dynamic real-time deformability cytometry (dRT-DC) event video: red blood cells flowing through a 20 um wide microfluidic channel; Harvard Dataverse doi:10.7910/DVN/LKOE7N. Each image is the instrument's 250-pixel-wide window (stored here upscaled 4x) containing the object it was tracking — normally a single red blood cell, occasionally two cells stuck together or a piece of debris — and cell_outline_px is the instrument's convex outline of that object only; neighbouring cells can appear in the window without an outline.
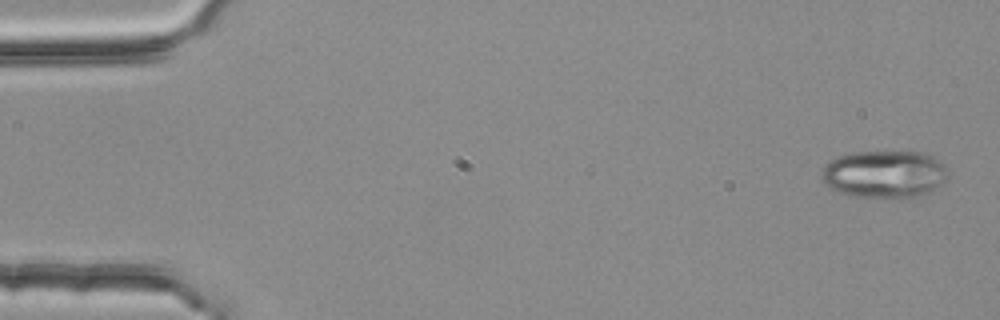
{"species": "common noctule bat (a hibernating species)", "species_latin": "Nyctalus noctula", "temperature_condition": "room temperature", "stored_images_in_passage": 5, "camera_frame_rate_fps": 3000, "um_per_image_px": 0.085, "animal": {"sex": "female", "body_mass_g": 25.1}, "frame": {"image": 1, "passage_image": 1, "time_ms": 0.0, "image_size_px": [1000, 320], "cell_outline_px": [[948, 168], [944, 180], [940, 184], [928, 192], [920, 196], [908, 200], [900, 200], [848, 196], [828, 188], [824, 184], [820, 176], [824, 164], [840, 156], [852, 152], [920, 152], [932, 156], [944, 164]], "centroid_in_image_um": [75.13, 14.85], "position_along_channel_um": 9.9, "area_um2": 35.78}}